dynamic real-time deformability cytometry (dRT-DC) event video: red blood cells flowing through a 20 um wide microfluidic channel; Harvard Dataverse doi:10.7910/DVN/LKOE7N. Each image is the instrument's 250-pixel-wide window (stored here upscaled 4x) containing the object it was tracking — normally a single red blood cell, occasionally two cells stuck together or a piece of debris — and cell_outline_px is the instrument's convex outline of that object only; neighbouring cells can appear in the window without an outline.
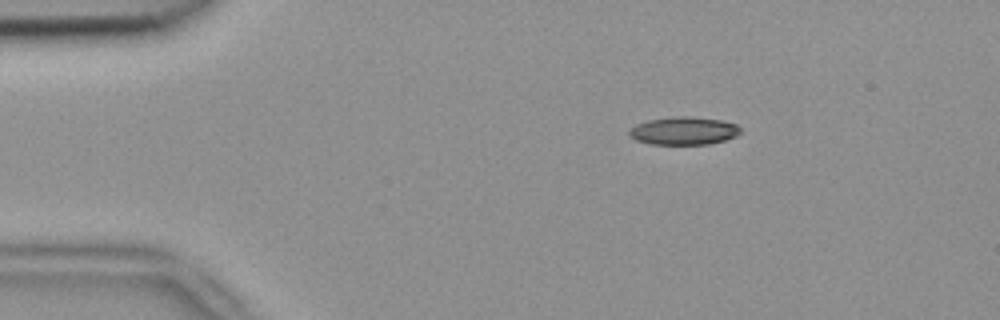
{"species": "common noctule bat (a hibernating species)", "species_latin": "Nyctalus noctula", "temperature_condition": "room temperature", "stored_images_in_passage": 5, "camera_frame_rate_fps": 3000, "um_per_image_px": 0.085, "animal": {"sex": "female", "body_mass_g": 18.4}, "frame": {"image": 1, "passage_image": 2, "time_ms": 0.333, "image_size_px": [1000, 320], "cell_outline_px": [[740, 132], [736, 136], [724, 140], [708, 144], [648, 144], [636, 140], [628, 136], [628, 132], [636, 124], [648, 120], [672, 116], [688, 116], [720, 120], [736, 124], [740, 128]], "centroid_in_image_um": [58.08, 11.12], "position_along_channel_um": 26.9, "area_um2": 18.09}}